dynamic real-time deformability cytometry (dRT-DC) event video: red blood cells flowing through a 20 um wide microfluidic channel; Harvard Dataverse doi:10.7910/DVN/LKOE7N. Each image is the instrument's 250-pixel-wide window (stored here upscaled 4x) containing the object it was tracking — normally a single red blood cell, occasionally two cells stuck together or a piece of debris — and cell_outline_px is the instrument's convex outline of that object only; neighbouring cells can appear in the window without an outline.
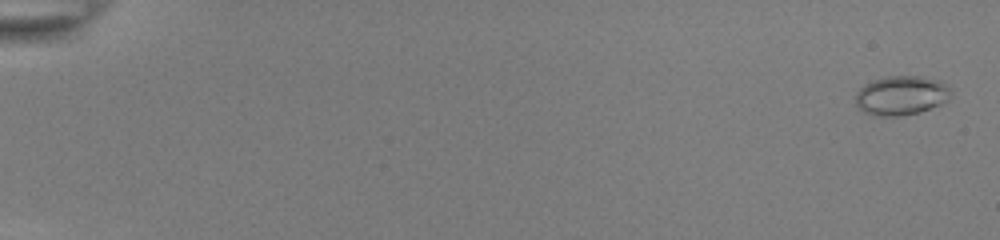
{"species": "common noctule bat (a hibernating species)", "species_latin": "Nyctalus noctula", "temperature_condition": "room temperature", "stored_images_in_passage": 55, "camera_frame_rate_fps": 3000, "um_per_image_px": 0.085, "animal": {"sex": "female", "body_mass_g": 22.0, "forearm_length_mm": 56.7}, "frame": {"image": 1, "passage_image": 2, "time_ms": 0.333, "image_size_px": [1000, 240], "cell_outline_px": [[952, 96], [948, 100], [940, 104], [920, 112], [900, 116], [872, 116], [864, 112], [856, 104], [856, 92], [864, 84], [872, 80], [888, 76], [920, 76], [940, 80], [952, 88]], "centroid_in_image_um": [76.63, 8.11], "position_along_channel_um": 8.4, "area_um2": 22.14}}
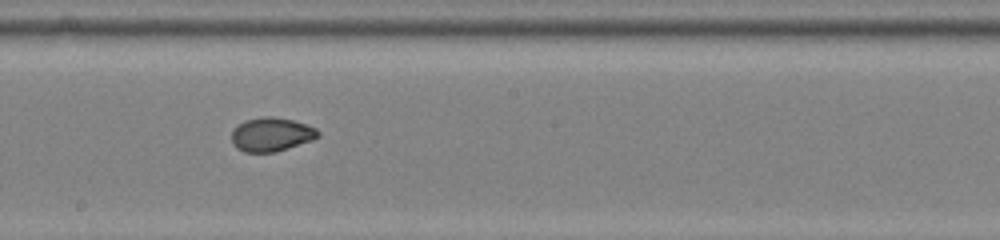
{"frame": {"image": 2, "passage_image": 33, "time_ms": 10.667, "image_size_px": [1000, 240], "cell_outline_px": [[320, 136], [312, 140], [276, 152], [244, 152], [236, 148], [232, 144], [232, 132], [244, 120], [264, 116], [272, 116], [292, 120], [316, 128], [320, 132]], "centroid_in_image_um": [23.07, 11.43], "position_along_channel_um": 225.1, "area_um2": 16.99}}
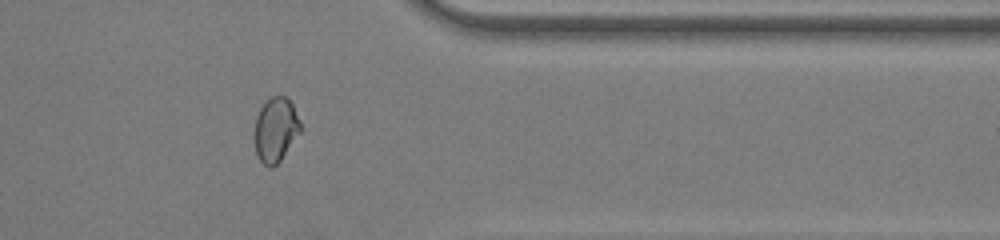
{"frame": {"image": 3, "passage_image": 46, "time_ms": 15.0, "image_size_px": [1000, 240], "cell_outline_px": [[304, 128], [280, 160], [272, 168], [268, 168], [256, 156], [252, 136], [256, 116], [260, 108], [272, 96], [284, 96], [292, 104]], "centroid_in_image_um": [23.41, 11.06], "position_along_channel_um": 388.0, "area_um2": 17.69}, "authors_computed_cell_mechanics": {"area_um2": 18.4382, "velocity_mm_per_s": 3.9015, "shape_relaxation_time_tau1_ms": null, "shape_relaxation_time_tau2_ms": 0.9918, "deformation_change_tau1": null, "deformation_change_tau2": 0.0439}}